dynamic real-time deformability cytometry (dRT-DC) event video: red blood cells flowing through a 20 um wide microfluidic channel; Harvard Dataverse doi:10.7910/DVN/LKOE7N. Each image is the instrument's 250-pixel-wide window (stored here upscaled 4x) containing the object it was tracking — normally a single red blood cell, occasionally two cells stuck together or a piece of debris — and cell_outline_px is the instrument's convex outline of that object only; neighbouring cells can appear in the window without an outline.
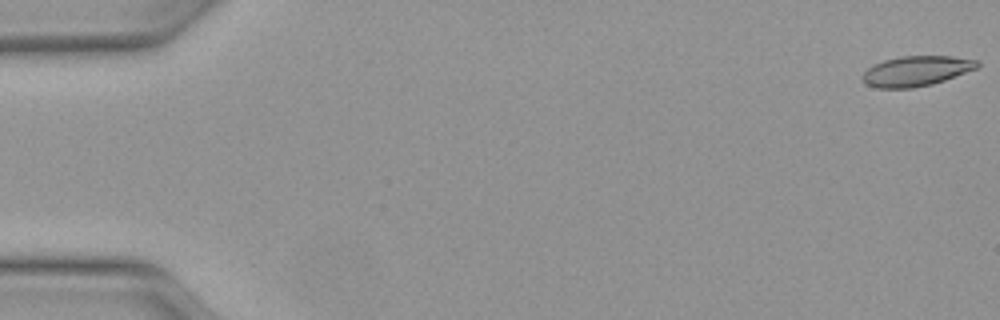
{"species": "Egyptian fruit bat (a non-hibernating species)", "species_latin": "Rousettus aegyptiacus", "temperature_condition": "warm", "stored_images_in_passage": 46, "camera_frame_rate_fps": 3000, "um_per_image_px": 0.085, "animal": {"sex": "female"}, "frame": {"image": 1, "passage_image": 1, "time_ms": 0.0, "image_size_px": [1000, 320], "cell_outline_px": [[980, 64], [976, 68], [944, 80], [932, 84], [912, 88], [876, 88], [868, 84], [860, 76], [868, 68], [884, 60], [900, 56], [952, 56], [976, 60]], "centroid_in_image_um": [77.86, 6.03], "position_along_channel_um": 7.1, "area_um2": 19.88}}
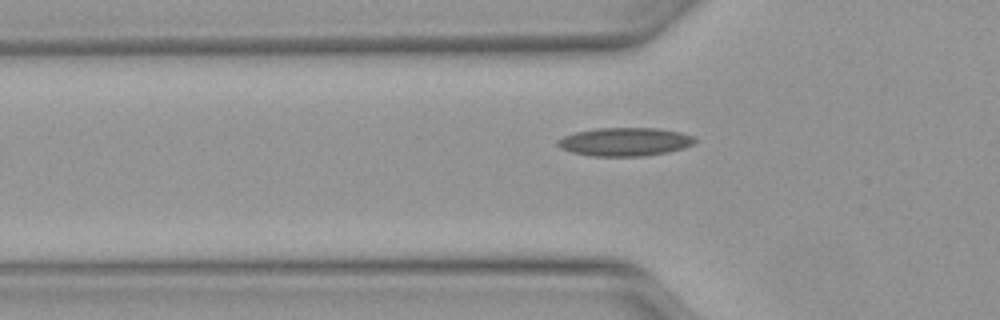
{"frame": {"image": 2, "passage_image": 17, "time_ms": 5.333, "image_size_px": [1000, 320], "cell_outline_px": [[696, 144], [684, 148], [668, 152], [644, 156], [592, 156], [572, 152], [560, 148], [556, 144], [556, 140], [564, 136], [576, 132], [596, 128], [656, 128], [680, 132], [692, 136], [696, 140]], "centroid_in_image_um": [53.12, 12.05], "position_along_channel_um": 72.7, "area_um2": 22.77}}
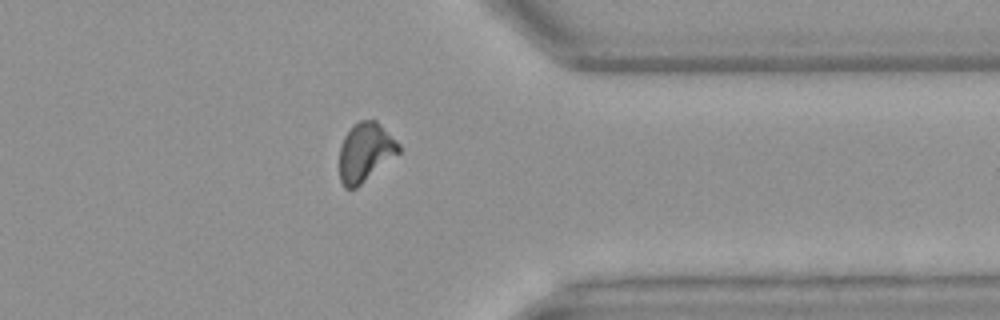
{"frame": {"image": 3, "passage_image": 40, "time_ms": 13.0, "image_size_px": [1000, 320], "cell_outline_px": [[400, 152], [356, 188], [344, 188], [340, 180], [340, 148], [344, 136], [360, 120], [376, 120], [400, 144]], "centroid_in_image_um": [31.05, 12.94], "position_along_channel_um": 380.3, "area_um2": 20.0}, "authors_computed_cell_mechanics": {"area_um2": 20.5479, "velocity_mm_per_s": 4.1241, "shape_relaxation_time_tau1_ms": 10.443, "shape_relaxation_time_tau2_ms": 2.2464, "deformation_change_tau1": 0.242, "deformation_change_tau2": 0.0965}}